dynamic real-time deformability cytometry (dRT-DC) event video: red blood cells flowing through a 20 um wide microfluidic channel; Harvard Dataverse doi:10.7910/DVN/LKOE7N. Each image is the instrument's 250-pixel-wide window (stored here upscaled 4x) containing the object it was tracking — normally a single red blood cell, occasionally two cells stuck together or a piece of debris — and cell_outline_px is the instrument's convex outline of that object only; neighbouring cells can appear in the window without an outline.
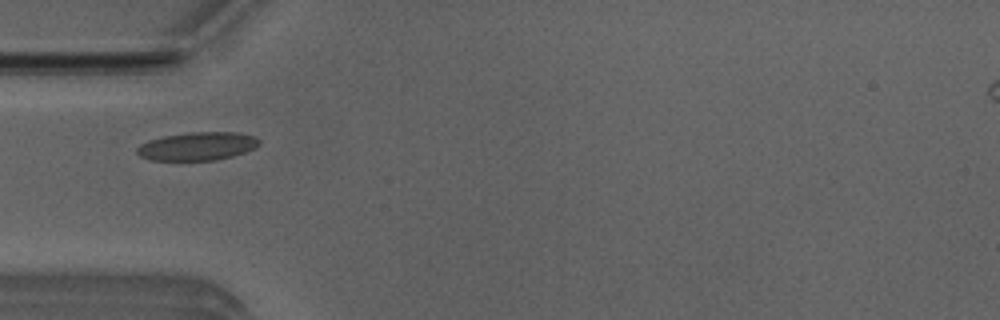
{"species": "Egyptian fruit bat (a non-hibernating species)", "species_latin": "Rousettus aegyptiacus", "temperature_condition": "room temperature", "stored_images_in_passage": 6, "camera_frame_rate_fps": 3000, "um_per_image_px": 0.085, "animal": {"sex": "male"}, "frame": {"image": 1, "passage_image": 5, "time_ms": 1.333, "image_size_px": [1000, 320], "cell_outline_px": [[260, 144], [256, 148], [232, 156], [216, 160], [148, 160], [140, 156], [136, 152], [136, 148], [140, 144], [148, 140], [164, 136], [192, 132], [240, 132], [256, 136], [260, 140]], "centroid_in_image_um": [16.8, 12.42], "position_along_channel_um": 68.2, "area_um2": 20.29}}